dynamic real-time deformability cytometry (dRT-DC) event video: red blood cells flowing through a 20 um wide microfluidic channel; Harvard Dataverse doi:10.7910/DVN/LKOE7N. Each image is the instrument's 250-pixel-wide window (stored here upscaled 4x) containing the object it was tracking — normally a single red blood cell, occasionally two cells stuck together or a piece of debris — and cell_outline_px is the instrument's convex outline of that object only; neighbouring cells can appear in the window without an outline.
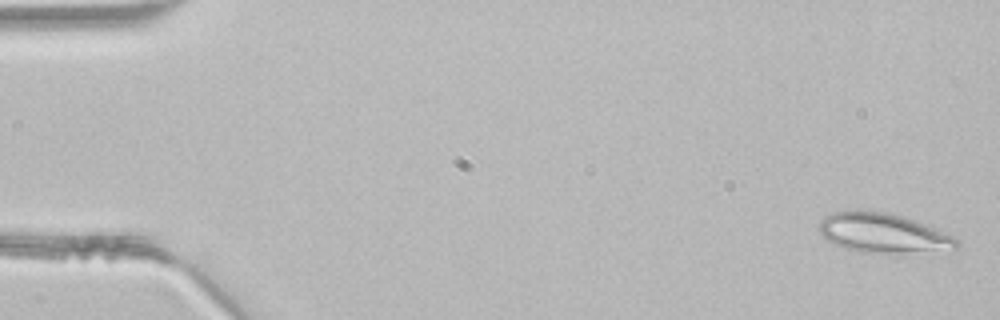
{"species": "common noctule bat (a hibernating species)", "species_latin": "Nyctalus noctula", "temperature_condition": "room temperature", "stored_images_in_passage": 47, "camera_frame_rate_fps": 3000, "um_per_image_px": 0.085, "animal": {"sex": "male", "body_mass_g": 21.5, "forearm_length_mm": 52.0}, "frame": {"image": 1, "passage_image": 1, "time_ms": 0.0, "image_size_px": [1000, 320], "cell_outline_px": [[960, 248], [900, 252], [860, 252], [844, 248], [828, 240], [820, 232], [820, 220], [824, 216], [832, 212], [888, 212], [904, 216], [924, 224], [952, 236], [960, 240]], "centroid_in_image_um": [75.06, 19.81], "position_along_channel_um": 9.9, "area_um2": 30.69}}
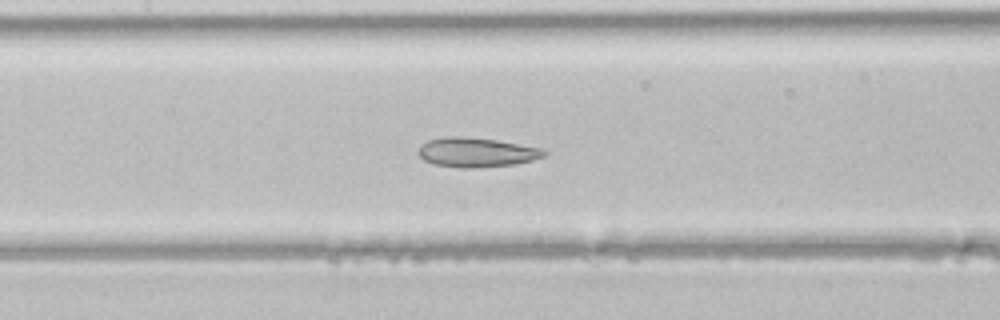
{"frame": {"image": 2, "passage_image": 21, "time_ms": 6.667, "image_size_px": [1000, 320], "cell_outline_px": [[548, 152], [544, 156], [532, 160], [516, 164], [480, 168], [464, 168], [432, 164], [424, 160], [416, 152], [428, 140], [444, 136], [464, 136], [496, 140], [544, 148]], "centroid_in_image_um": [40.52, 12.95], "position_along_channel_um": 166.9, "area_um2": 21.79}}
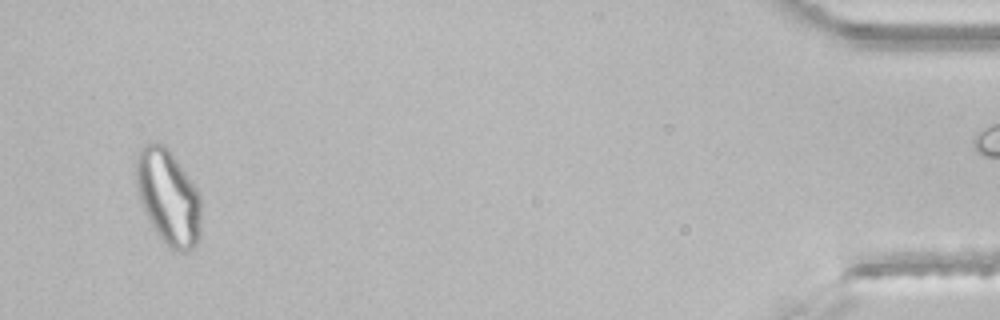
{"frame": {"image": 3, "passage_image": 44, "time_ms": 14.333, "image_size_px": [1000, 320], "cell_outline_px": [[200, 236], [196, 244], [188, 252], [176, 252], [168, 248], [156, 232], [148, 220], [140, 204], [136, 184], [136, 156], [140, 148], [144, 144], [164, 144], [168, 148], [196, 188], [200, 196]], "centroid_in_image_um": [14.29, 16.8], "position_along_channel_um": 420.9, "area_um2": 36.13}}